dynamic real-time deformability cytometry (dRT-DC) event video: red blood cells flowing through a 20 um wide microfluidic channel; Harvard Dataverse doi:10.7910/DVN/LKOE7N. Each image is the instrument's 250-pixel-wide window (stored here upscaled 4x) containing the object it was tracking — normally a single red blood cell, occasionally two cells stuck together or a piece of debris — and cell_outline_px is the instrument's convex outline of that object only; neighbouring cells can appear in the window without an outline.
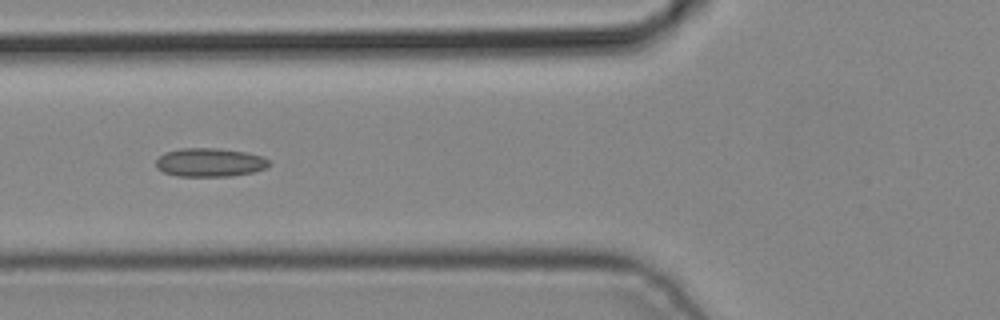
{"species": "common noctule bat (a hibernating species)", "species_latin": "Nyctalus noctula", "temperature_condition": "cold", "stored_images_in_passage": 5, "camera_frame_rate_fps": 3000, "um_per_image_px": 0.085, "animal": {"sex": "male", "body_mass_g": 19.2, "forearm_length_mm": 51.8}, "frame": {"image": 1, "passage_image": 5, "time_ms": 1.333, "image_size_px": [1000, 320], "cell_outline_px": [[272, 164], [264, 168], [252, 172], [232, 176], [180, 176], [164, 172], [156, 168], [156, 160], [164, 152], [180, 148], [216, 148], [244, 152], [260, 156], [268, 160]], "centroid_in_image_um": [17.8, 13.8], "position_along_channel_um": 108.0, "area_um2": 18.73}}